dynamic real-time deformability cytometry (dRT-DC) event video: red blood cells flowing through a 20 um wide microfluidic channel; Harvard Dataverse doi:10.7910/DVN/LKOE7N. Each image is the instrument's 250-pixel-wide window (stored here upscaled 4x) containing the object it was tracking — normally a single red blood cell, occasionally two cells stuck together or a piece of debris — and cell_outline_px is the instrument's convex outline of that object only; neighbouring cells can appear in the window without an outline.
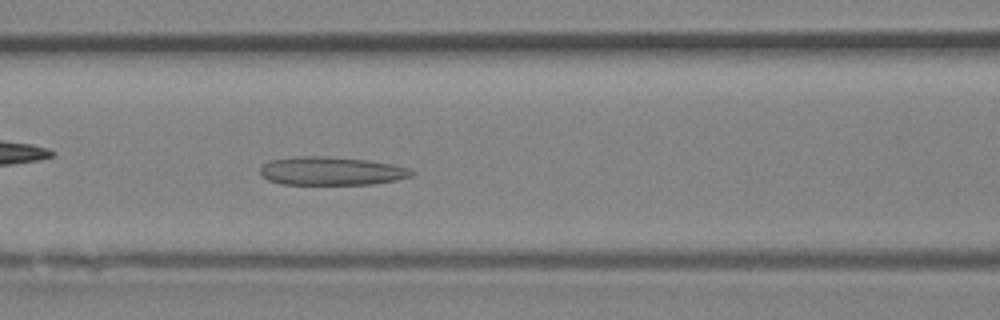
{"species": "Egyptian fruit bat (a non-hibernating species)", "species_latin": "Rousettus aegyptiacus", "temperature_condition": "room temperature", "stored_images_in_passage": 41, "camera_frame_rate_fps": 3000, "um_per_image_px": 0.085, "animal": {"sex": "female"}, "frame": {"image": 1, "passage_image": 18, "time_ms": 5.667, "image_size_px": [1000, 320], "cell_outline_px": [[416, 172], [412, 176], [396, 180], [372, 184], [280, 184], [268, 180], [260, 176], [260, 164], [268, 160], [296, 156], [332, 156], [368, 160], [392, 164], [408, 168]], "centroid_in_image_um": [28.11, 14.52], "position_along_channel_um": 138.5, "area_um2": 25.43}}
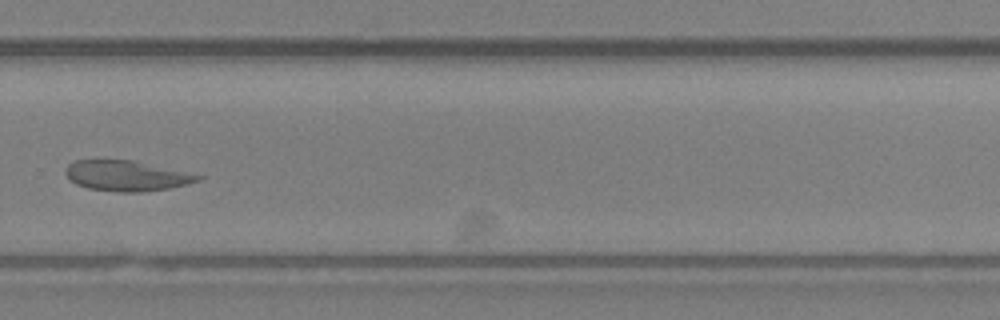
{"frame": {"image": 2, "passage_image": 29, "time_ms": 9.333, "image_size_px": [1000, 320], "cell_outline_px": [[204, 176], [200, 180], [188, 184], [168, 188], [140, 192], [120, 192], [88, 188], [76, 184], [64, 172], [64, 168], [68, 164], [76, 160], [136, 160]], "centroid_in_image_um": [10.76, 14.93], "position_along_channel_um": 319.0, "area_um2": 23.41}}
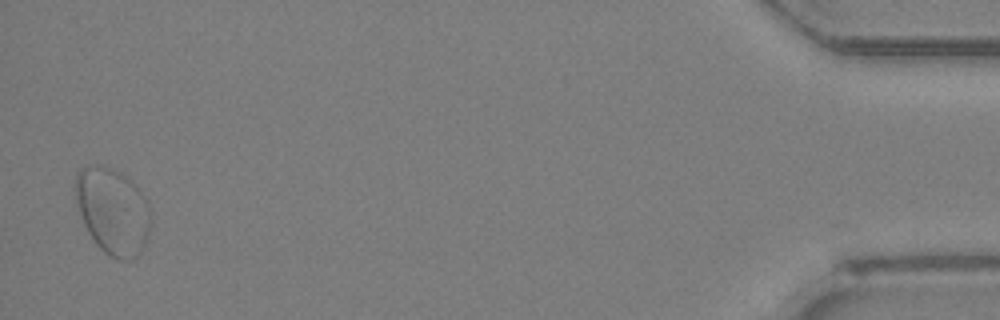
{"frame": {"image": 3, "passage_image": 41, "time_ms": 13.333, "image_size_px": [1000, 320], "cell_outline_px": [[152, 224], [148, 240], [140, 252], [132, 260], [116, 260], [108, 256], [96, 244], [88, 232], [84, 224], [80, 212], [76, 196], [76, 172], [80, 168], [88, 164], [100, 164], [112, 168], [128, 176], [136, 184], [148, 200], [152, 220]], "centroid_in_image_um": [9.63, 17.93], "position_along_channel_um": 425.6, "area_um2": 38.78}}